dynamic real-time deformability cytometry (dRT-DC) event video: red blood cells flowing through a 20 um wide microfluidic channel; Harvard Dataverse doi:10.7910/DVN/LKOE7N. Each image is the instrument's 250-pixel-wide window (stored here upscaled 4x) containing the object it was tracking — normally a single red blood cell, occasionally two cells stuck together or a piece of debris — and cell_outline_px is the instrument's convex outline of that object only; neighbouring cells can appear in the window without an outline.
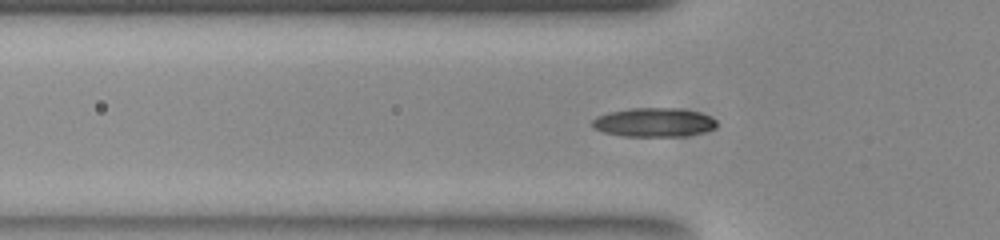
{"species": "common noctule bat (a hibernating species)", "species_latin": "Nyctalus noctula", "temperature_condition": "room temperature", "stored_images_in_passage": 41, "segment_of_instrument_passage": [1, 2], "camera_frame_rate_fps": 3000, "um_per_image_px": 0.085, "animal": {"sex": "female", "body_mass_g": 23.0, "forearm_length_mm": 53.4}, "frame": {"image": 1, "passage_image": 4, "time_ms": 1.0, "image_size_px": [1000, 240], "cell_outline_px": [[716, 128], [704, 132], [684, 136], [624, 136], [604, 132], [592, 128], [592, 120], [596, 116], [608, 112], [632, 108], [676, 108], [696, 112], [708, 116], [716, 120]], "centroid_in_image_um": [55.54, 10.4], "position_along_channel_um": 70.3, "area_um2": 20.92}}
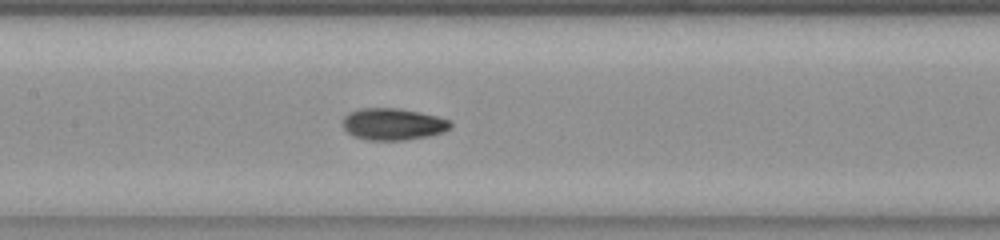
{"frame": {"image": 2, "passage_image": 12, "time_ms": 3.667, "image_size_px": [1000, 240], "cell_outline_px": [[452, 124], [444, 132], [428, 136], [404, 140], [368, 140], [352, 136], [344, 128], [344, 116], [348, 112], [360, 108], [396, 108], [436, 116], [448, 120]], "centroid_in_image_um": [33.37, 10.56], "position_along_channel_um": 174.0, "area_um2": 19.77}}
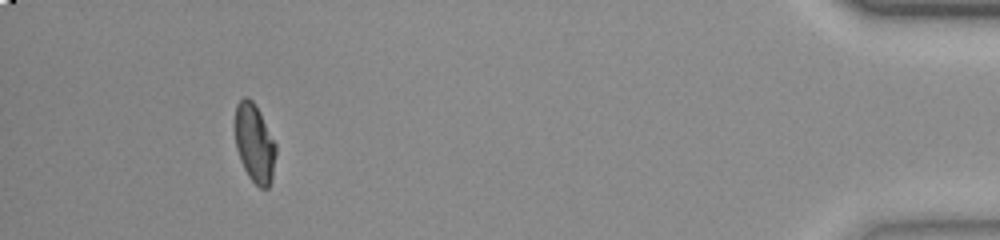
{"frame": {"image": 3, "passage_image": 36, "time_ms": 11.667, "image_size_px": [1000, 240], "cell_outline_px": [[276, 152], [272, 180], [268, 188], [260, 188], [248, 176], [240, 160], [236, 148], [236, 104], [244, 96], [248, 96], [256, 104], [276, 144]], "centroid_in_image_um": [21.65, 12.17], "position_along_channel_um": 413.6, "area_um2": 18.67}}